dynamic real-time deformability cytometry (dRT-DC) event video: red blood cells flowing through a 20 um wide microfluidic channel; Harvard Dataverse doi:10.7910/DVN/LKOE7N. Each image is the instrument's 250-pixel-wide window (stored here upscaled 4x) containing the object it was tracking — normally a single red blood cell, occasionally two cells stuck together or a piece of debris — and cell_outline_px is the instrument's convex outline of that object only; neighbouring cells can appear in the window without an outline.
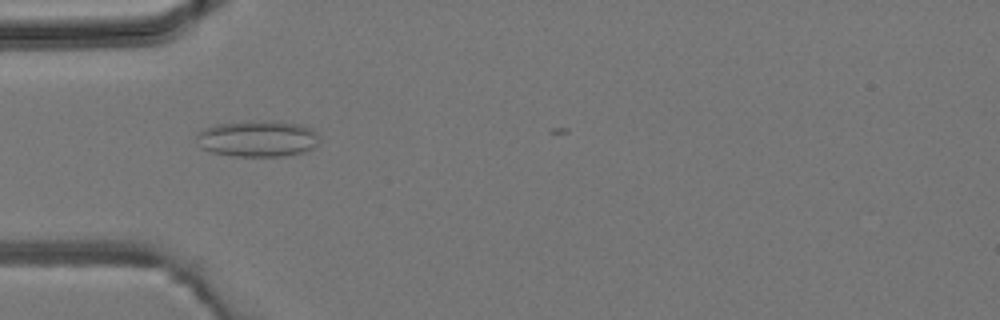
{"species": "common noctule bat (a hibernating species)", "species_latin": "Nyctalus noctula", "temperature_condition": "room temperature", "stored_images_in_passage": 30, "camera_frame_rate_fps": 3000, "um_per_image_px": 0.085, "animal": {"sex": "male", "body_mass_g": 19.2, "forearm_length_mm": 51.8}, "frame": {"image": 1, "passage_image": 7, "time_ms": 2.0, "image_size_px": [1000, 320], "cell_outline_px": [[316, 144], [308, 152], [284, 156], [232, 156], [212, 152], [200, 148], [196, 136], [204, 128], [216, 124], [248, 120], [272, 120], [300, 124], [312, 128], [316, 136]], "centroid_in_image_um": [21.88, 11.77], "position_along_channel_um": 63.1, "area_um2": 26.24}}
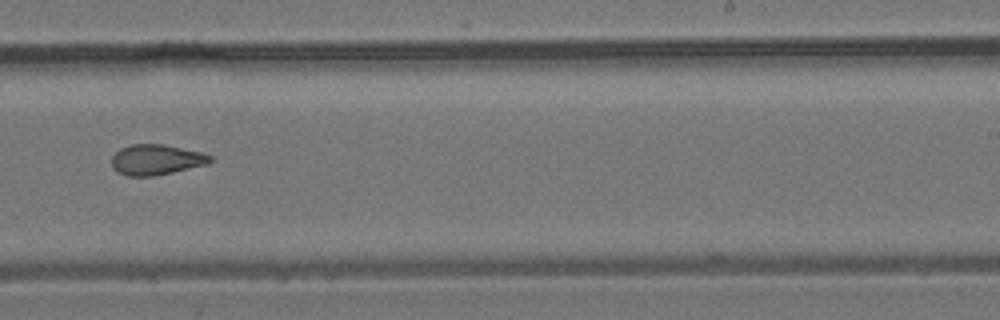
{"frame": {"image": 2, "passage_image": 21, "time_ms": 6.667, "image_size_px": [1000, 320], "cell_outline_px": [[212, 160], [208, 164], [156, 176], [128, 176], [112, 168], [112, 156], [120, 148], [132, 144], [164, 144], [200, 152], [212, 156]], "centroid_in_image_um": [13.28, 13.57], "position_along_channel_um": 275.7, "area_um2": 17.46}}
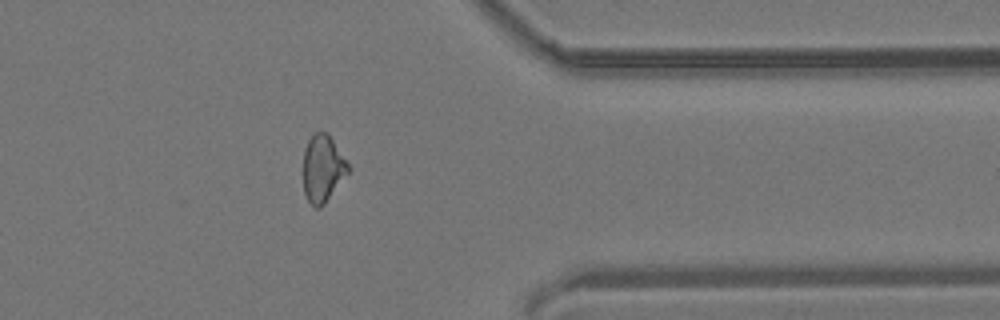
{"frame": {"image": 3, "passage_image": 29, "time_ms": 9.333, "image_size_px": [1000, 320], "cell_outline_px": [[348, 172], [324, 204], [320, 208], [316, 208], [308, 200], [304, 192], [304, 148], [308, 140], [316, 132], [328, 132], [348, 164]], "centroid_in_image_um": [27.41, 14.31], "position_along_channel_um": 384.0, "area_um2": 17.17}}